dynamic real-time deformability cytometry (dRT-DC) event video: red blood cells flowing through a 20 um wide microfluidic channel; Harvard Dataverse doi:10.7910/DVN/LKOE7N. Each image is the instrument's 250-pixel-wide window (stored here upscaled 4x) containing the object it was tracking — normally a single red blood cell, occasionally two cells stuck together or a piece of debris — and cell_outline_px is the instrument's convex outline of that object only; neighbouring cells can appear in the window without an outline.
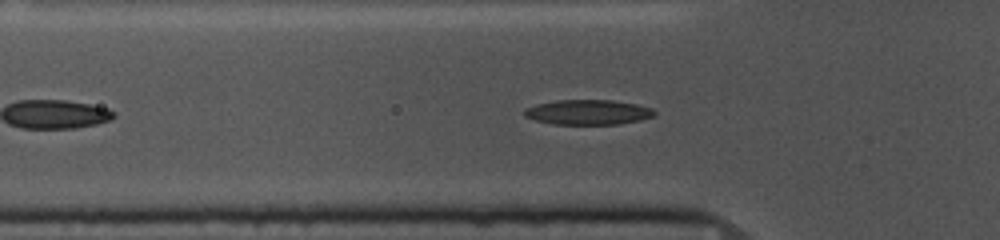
{"species": "common noctule bat (a hibernating species)", "species_latin": "Nyctalus noctula", "temperature_condition": "cold", "stored_images_in_passage": 32, "camera_frame_rate_fps": 3000, "um_per_image_px": 0.085, "animal": {"sex": "female", "body_mass_g": 10.0, "forearm_length_mm": 53.1}, "frame": {"image": 1, "passage_image": 10, "time_ms": 3.0, "image_size_px": [1000, 240], "cell_outline_px": [[656, 116], [640, 120], [616, 124], [552, 124], [536, 120], [524, 116], [524, 108], [536, 104], [556, 100], [612, 100], [636, 104], [652, 108], [656, 112]], "centroid_in_image_um": [49.98, 9.53], "position_along_channel_um": 75.8, "area_um2": 18.96}}
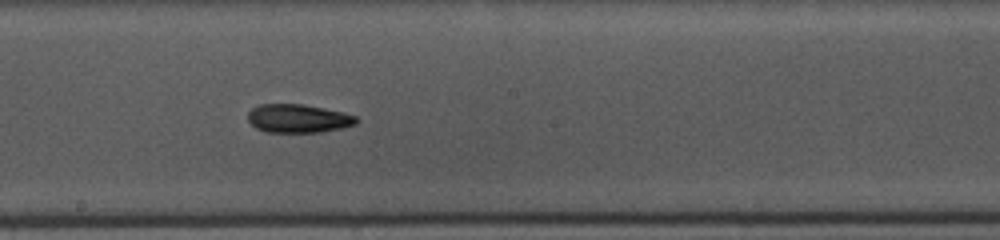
{"frame": {"image": 2, "passage_image": 22, "time_ms": 7.0, "image_size_px": [1000, 240], "cell_outline_px": [[360, 120], [356, 124], [340, 128], [320, 132], [264, 132], [256, 128], [248, 120], [248, 112], [252, 108], [260, 104], [304, 104], [344, 112], [356, 116]], "centroid_in_image_um": [25.35, 10.06], "position_along_channel_um": 222.8, "area_um2": 18.09}}
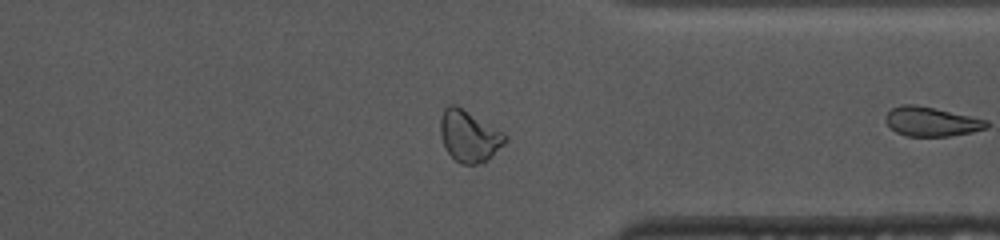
{"frame": {"image": 3, "passage_image": 31, "time_ms": 10.0, "image_size_px": [1000, 240], "cell_outline_px": [[508, 140], [492, 156], [476, 164], [464, 164], [456, 160], [444, 148], [440, 136], [440, 120], [444, 108], [448, 104], [456, 104], [504, 132], [508, 136]], "centroid_in_image_um": [39.87, 11.54], "position_along_channel_um": 371.5, "area_um2": 19.48}}